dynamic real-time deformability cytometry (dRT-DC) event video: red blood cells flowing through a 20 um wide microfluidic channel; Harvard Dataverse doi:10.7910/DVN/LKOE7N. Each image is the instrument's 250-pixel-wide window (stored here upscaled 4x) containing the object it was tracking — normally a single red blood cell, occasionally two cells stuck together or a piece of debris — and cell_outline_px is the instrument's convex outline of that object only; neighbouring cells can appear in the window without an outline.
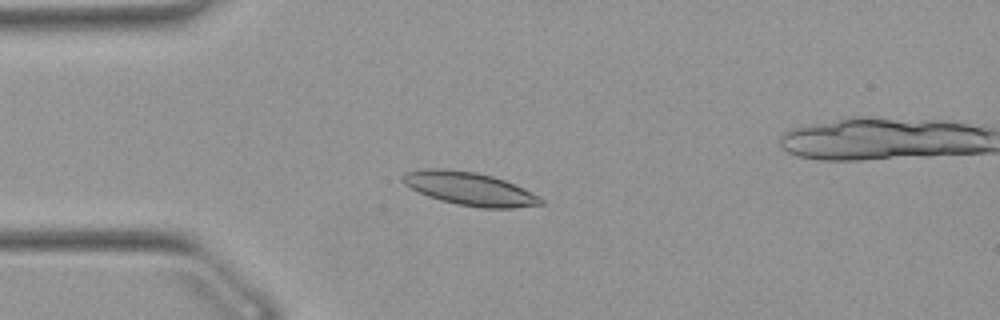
{"species": "Egyptian fruit bat (a non-hibernating species)", "species_latin": "Rousettus aegyptiacus", "temperature_condition": "warm", "stored_images_in_passage": 53, "camera_frame_rate_fps": 3000, "um_per_image_px": 0.085, "animal": {"sex": "female"}, "frame": {"image": 1, "passage_image": 13, "time_ms": 4.0, "image_size_px": [1000, 320], "cell_outline_px": [[544, 204], [512, 208], [480, 208], [456, 204], [440, 200], [428, 196], [404, 184], [400, 180], [400, 176], [404, 172], [428, 168], [440, 168], [476, 172], [492, 176], [504, 180], [540, 196], [544, 200]], "centroid_in_image_um": [39.89, 16.04], "position_along_channel_um": 45.1, "area_um2": 26.7}}
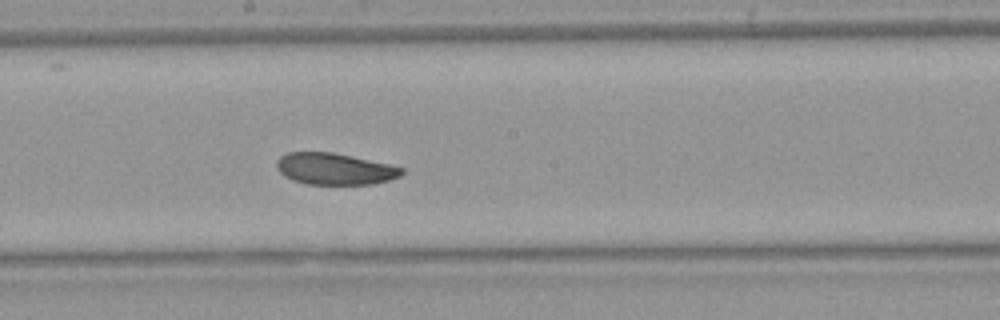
{"frame": {"image": 2, "passage_image": 28, "time_ms": 9.0, "image_size_px": [1000, 320], "cell_outline_px": [[404, 172], [400, 176], [388, 180], [372, 184], [304, 184], [292, 180], [284, 176], [276, 168], [276, 160], [280, 156], [288, 152], [332, 152], [352, 156], [388, 164], [404, 168]], "centroid_in_image_um": [28.41, 14.35], "position_along_channel_um": 219.8, "area_um2": 23.06}}
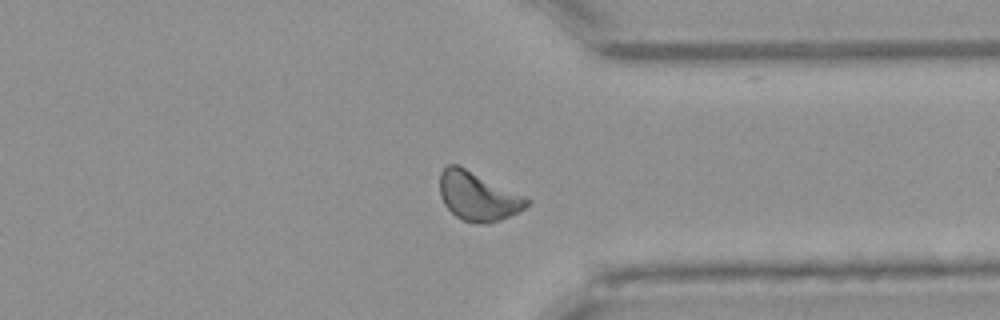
{"frame": {"image": 3, "passage_image": 40, "time_ms": 13.0, "image_size_px": [1000, 320], "cell_outline_px": [[532, 204], [500, 220], [488, 224], [476, 224], [464, 220], [456, 216], [444, 204], [440, 196], [440, 172], [448, 164], [456, 164], [528, 196], [532, 200]], "centroid_in_image_um": [40.66, 16.68], "position_along_channel_um": 370.7, "area_um2": 24.97}, "authors_computed_cell_mechanics": {"area_um2": 24.3338, "velocity_mm_per_s": 3.8462, "shape_relaxation_time_tau1_ms": 5.538, "shape_relaxation_time_tau2_ms": 5.9259, "deformation_change_tau1": 0.12, "deformation_change_tau2": 0.1312}}